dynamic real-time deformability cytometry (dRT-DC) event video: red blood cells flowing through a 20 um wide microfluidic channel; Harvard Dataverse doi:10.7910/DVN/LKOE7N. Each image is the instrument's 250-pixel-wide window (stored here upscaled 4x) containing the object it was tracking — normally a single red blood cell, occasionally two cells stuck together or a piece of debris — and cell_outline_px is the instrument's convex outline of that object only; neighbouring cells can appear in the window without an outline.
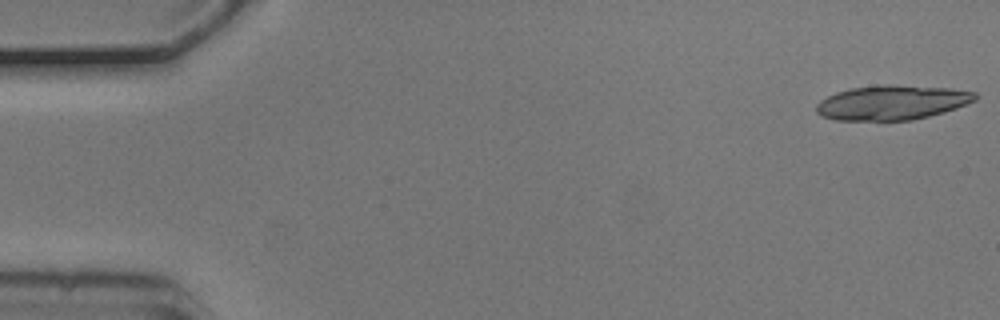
{"species": "common noctule bat (a hibernating species)", "species_latin": "Nyctalus noctula", "temperature_condition": "cold", "stored_images_in_passage": 6, "segment_of_instrument_passage": [1, 2], "camera_frame_rate_fps": 3000, "um_per_image_px": 0.085, "animal": {"sex": "male", "body_mass_g": 20.5, "forearm_length_mm": 52.5}, "frame": {"image": 1, "passage_image": 1, "time_ms": 0.0, "image_size_px": [1000, 320], "cell_outline_px": [[980, 96], [976, 100], [956, 108], [944, 112], [912, 120], [836, 120], [820, 116], [816, 112], [816, 104], [820, 100], [836, 92], [852, 88], [884, 84], [892, 84], [952, 88], [976, 92]], "centroid_in_image_um": [75.84, 8.71], "position_along_channel_um": 9.2, "area_um2": 32.25}}